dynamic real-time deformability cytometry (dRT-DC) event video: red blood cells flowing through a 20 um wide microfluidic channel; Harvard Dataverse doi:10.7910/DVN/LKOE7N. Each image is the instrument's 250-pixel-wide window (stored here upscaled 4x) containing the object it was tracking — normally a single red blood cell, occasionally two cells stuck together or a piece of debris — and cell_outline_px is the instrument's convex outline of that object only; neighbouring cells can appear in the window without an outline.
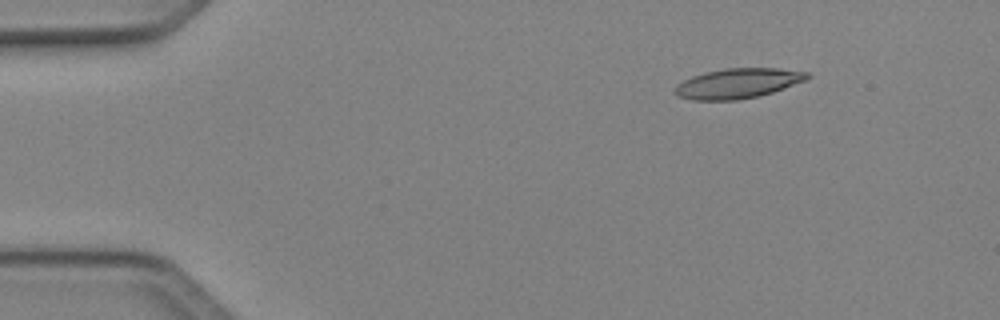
{"species": "Egyptian fruit bat (a non-hibernating species)", "species_latin": "Rousettus aegyptiacus", "temperature_condition": "cold", "stored_images_in_passage": 46, "camera_frame_rate_fps": 3000, "um_per_image_px": 0.085, "animal": {"sex": "female"}, "frame": {"image": 1, "passage_image": 3, "time_ms": 0.667, "image_size_px": [1000, 320], "cell_outline_px": [[812, 76], [804, 80], [784, 88], [772, 92], [756, 96], [736, 100], [692, 100], [676, 96], [672, 92], [676, 84], [692, 76], [704, 72], [724, 68], [776, 68], [808, 72]], "centroid_in_image_um": [62.65, 7.08], "position_along_channel_um": 22.3, "area_um2": 23.12}}
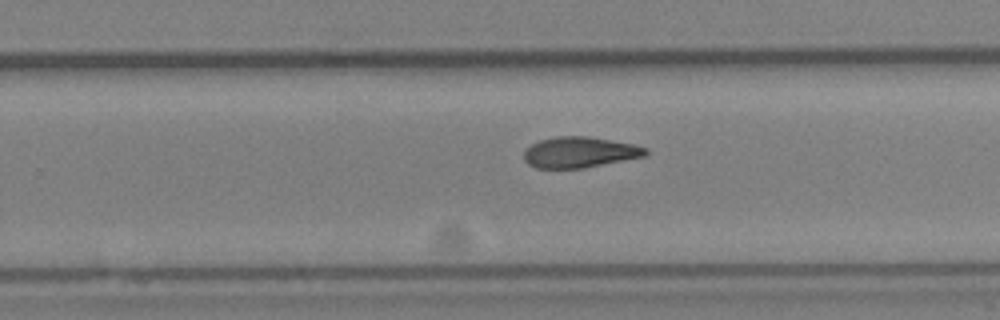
{"frame": {"image": 2, "passage_image": 28, "time_ms": 9.0, "image_size_px": [1000, 320], "cell_outline_px": [[648, 152], [644, 156], [584, 168], [536, 168], [528, 164], [524, 160], [524, 152], [532, 144], [540, 140], [556, 136], [588, 136], [632, 144], [648, 148]], "centroid_in_image_um": [49.25, 12.94], "position_along_channel_um": 280.5, "area_um2": 21.68}}
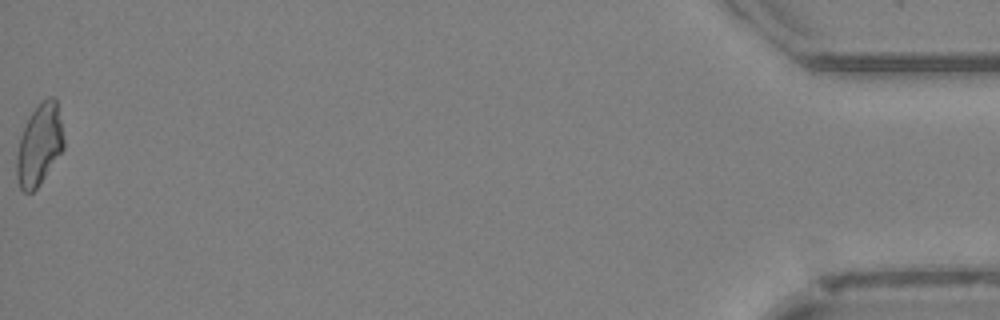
{"frame": {"image": 3, "passage_image": 46, "time_ms": 15.0, "image_size_px": [1000, 320], "cell_outline_px": [[64, 148], [36, 188], [32, 192], [24, 192], [20, 188], [16, 176], [16, 156], [20, 140], [24, 128], [32, 112], [48, 96], [52, 96], [56, 100], [64, 140]], "centroid_in_image_um": [3.33, 12.33], "position_along_channel_um": 431.9, "area_um2": 21.68}, "authors_computed_cell_mechanics": {"area_um2": 22.6576, "velocity_mm_per_s": 4.1301, "shape_relaxation_time_tau1_ms": 10.032, "shape_relaxation_time_tau2_ms": null, "deformation_change_tau1": 0.2518, "deformation_change_tau2": null}}